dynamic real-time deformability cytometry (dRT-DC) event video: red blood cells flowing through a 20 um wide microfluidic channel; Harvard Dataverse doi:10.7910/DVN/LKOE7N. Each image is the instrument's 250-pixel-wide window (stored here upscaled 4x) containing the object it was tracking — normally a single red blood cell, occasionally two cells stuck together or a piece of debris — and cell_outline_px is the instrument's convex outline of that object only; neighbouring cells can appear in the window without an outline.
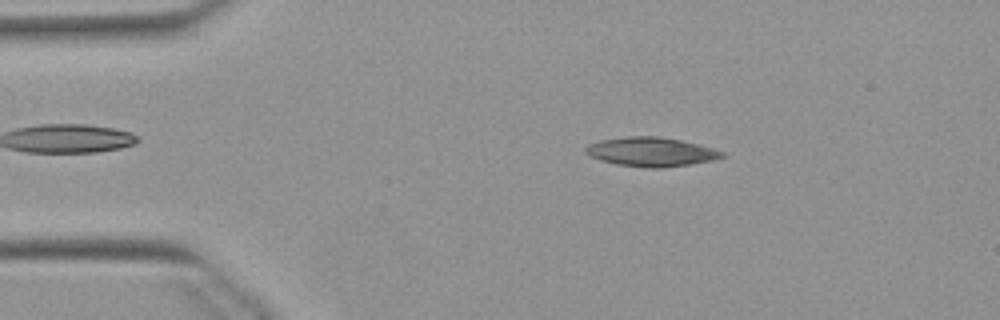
{"species": "Egyptian fruit bat (a non-hibernating species)", "species_latin": "Rousettus aegyptiacus", "temperature_condition": "warm", "stored_images_in_passage": 51, "camera_frame_rate_fps": 3000, "um_per_image_px": 0.085, "animal": {"sex": "female"}, "frame": {"image": 1, "passage_image": 8, "time_ms": 2.333, "image_size_px": [1000, 320], "cell_outline_px": [[724, 156], [712, 160], [692, 164], [660, 168], [648, 168], [616, 164], [600, 160], [588, 156], [584, 152], [584, 148], [588, 144], [600, 140], [624, 136], [660, 136], [680, 140], [712, 148], [724, 152]], "centroid_in_image_um": [55.28, 12.9], "position_along_channel_um": 29.7, "area_um2": 23.24}}
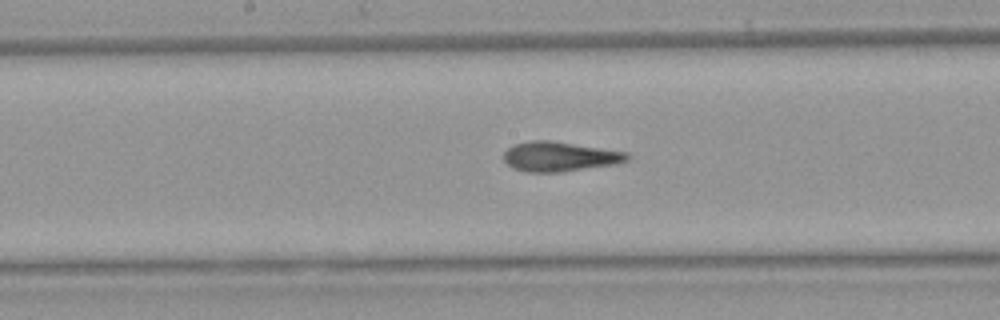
{"frame": {"image": 2, "passage_image": 25, "time_ms": 8.0, "image_size_px": [1000, 320], "cell_outline_px": [[632, 156], [628, 160], [616, 164], [564, 172], [528, 172], [512, 168], [504, 160], [504, 152], [512, 144], [532, 140], [548, 140], [628, 152]], "centroid_in_image_um": [47.58, 13.31], "position_along_channel_um": 200.6, "area_um2": 21.5}}
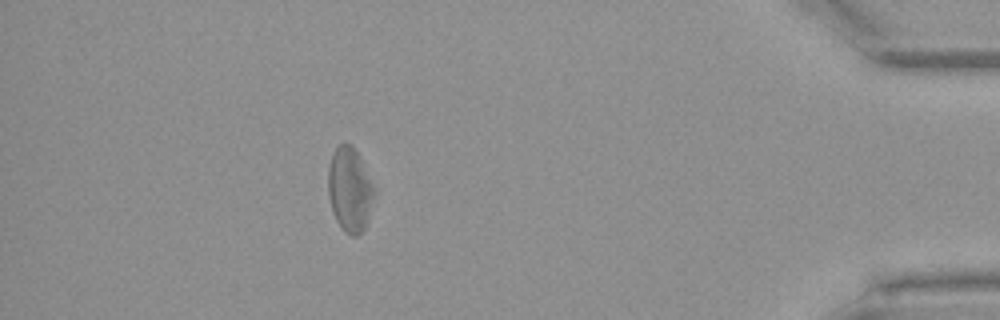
{"frame": {"image": 3, "passage_image": 45, "time_ms": 14.667, "image_size_px": [1000, 320], "cell_outline_px": [[372, 200], [368, 220], [364, 228], [356, 236], [352, 236], [344, 232], [336, 220], [332, 212], [328, 196], [328, 164], [332, 152], [340, 144], [352, 144], [372, 184]], "centroid_in_image_um": [29.67, 16.13], "position_along_channel_um": 405.5, "area_um2": 22.2}, "authors_computed_cell_mechanics": {"area_um2": 22.1952, "velocity_mm_per_s": 3.8727, "shape_relaxation_time_tau1_ms": 9.974, "shape_relaxation_time_tau2_ms": 3.7248, "deformation_change_tau1": 0.191, "deformation_change_tau2": 0.1565}}